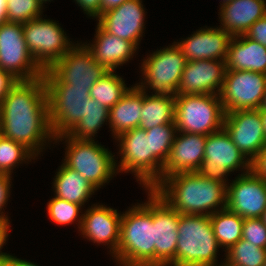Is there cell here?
<instances>
[{"mask_svg": "<svg viewBox=\"0 0 266 266\" xmlns=\"http://www.w3.org/2000/svg\"><path fill=\"white\" fill-rule=\"evenodd\" d=\"M4 266H38V265L10 255V258L8 259V261L5 263Z\"/></svg>", "mask_w": 266, "mask_h": 266, "instance_id": "obj_44", "label": "cell"}, {"mask_svg": "<svg viewBox=\"0 0 266 266\" xmlns=\"http://www.w3.org/2000/svg\"><path fill=\"white\" fill-rule=\"evenodd\" d=\"M109 120V109L96 102L93 98H88L85 117L66 134L76 140H94L98 129Z\"/></svg>", "mask_w": 266, "mask_h": 266, "instance_id": "obj_31", "label": "cell"}, {"mask_svg": "<svg viewBox=\"0 0 266 266\" xmlns=\"http://www.w3.org/2000/svg\"><path fill=\"white\" fill-rule=\"evenodd\" d=\"M225 72V61H187L177 88V95H219Z\"/></svg>", "mask_w": 266, "mask_h": 266, "instance_id": "obj_19", "label": "cell"}, {"mask_svg": "<svg viewBox=\"0 0 266 266\" xmlns=\"http://www.w3.org/2000/svg\"><path fill=\"white\" fill-rule=\"evenodd\" d=\"M143 104V90L136 84L109 109V126L117 138L123 132L139 128Z\"/></svg>", "mask_w": 266, "mask_h": 266, "instance_id": "obj_26", "label": "cell"}, {"mask_svg": "<svg viewBox=\"0 0 266 266\" xmlns=\"http://www.w3.org/2000/svg\"><path fill=\"white\" fill-rule=\"evenodd\" d=\"M35 155L23 144L4 136L0 137V174L12 175L13 168L18 163L35 159Z\"/></svg>", "mask_w": 266, "mask_h": 266, "instance_id": "obj_34", "label": "cell"}, {"mask_svg": "<svg viewBox=\"0 0 266 266\" xmlns=\"http://www.w3.org/2000/svg\"><path fill=\"white\" fill-rule=\"evenodd\" d=\"M261 219H262L263 223L266 225V209L263 211Z\"/></svg>", "mask_w": 266, "mask_h": 266, "instance_id": "obj_49", "label": "cell"}, {"mask_svg": "<svg viewBox=\"0 0 266 266\" xmlns=\"http://www.w3.org/2000/svg\"><path fill=\"white\" fill-rule=\"evenodd\" d=\"M2 136L1 124H0V137Z\"/></svg>", "mask_w": 266, "mask_h": 266, "instance_id": "obj_53", "label": "cell"}, {"mask_svg": "<svg viewBox=\"0 0 266 266\" xmlns=\"http://www.w3.org/2000/svg\"><path fill=\"white\" fill-rule=\"evenodd\" d=\"M177 134L163 166L162 179L180 172H197L204 159L206 135L184 132H180V136Z\"/></svg>", "mask_w": 266, "mask_h": 266, "instance_id": "obj_22", "label": "cell"}, {"mask_svg": "<svg viewBox=\"0 0 266 266\" xmlns=\"http://www.w3.org/2000/svg\"><path fill=\"white\" fill-rule=\"evenodd\" d=\"M177 132L175 123L163 124L146 130L152 143V189L162 180V171L167 161Z\"/></svg>", "mask_w": 266, "mask_h": 266, "instance_id": "obj_29", "label": "cell"}, {"mask_svg": "<svg viewBox=\"0 0 266 266\" xmlns=\"http://www.w3.org/2000/svg\"><path fill=\"white\" fill-rule=\"evenodd\" d=\"M152 190L179 214L210 216L227 206V184L198 172L169 175Z\"/></svg>", "mask_w": 266, "mask_h": 266, "instance_id": "obj_2", "label": "cell"}, {"mask_svg": "<svg viewBox=\"0 0 266 266\" xmlns=\"http://www.w3.org/2000/svg\"><path fill=\"white\" fill-rule=\"evenodd\" d=\"M179 213L154 192L155 266H176Z\"/></svg>", "mask_w": 266, "mask_h": 266, "instance_id": "obj_17", "label": "cell"}, {"mask_svg": "<svg viewBox=\"0 0 266 266\" xmlns=\"http://www.w3.org/2000/svg\"><path fill=\"white\" fill-rule=\"evenodd\" d=\"M53 182L55 197L83 205L97 189L78 172L62 164Z\"/></svg>", "mask_w": 266, "mask_h": 266, "instance_id": "obj_27", "label": "cell"}, {"mask_svg": "<svg viewBox=\"0 0 266 266\" xmlns=\"http://www.w3.org/2000/svg\"><path fill=\"white\" fill-rule=\"evenodd\" d=\"M2 136L23 144L35 156L54 140L44 78L18 81L0 103ZM42 147V148H41Z\"/></svg>", "mask_w": 266, "mask_h": 266, "instance_id": "obj_1", "label": "cell"}, {"mask_svg": "<svg viewBox=\"0 0 266 266\" xmlns=\"http://www.w3.org/2000/svg\"><path fill=\"white\" fill-rule=\"evenodd\" d=\"M176 266H214L220 247L210 216L179 214Z\"/></svg>", "mask_w": 266, "mask_h": 266, "instance_id": "obj_4", "label": "cell"}, {"mask_svg": "<svg viewBox=\"0 0 266 266\" xmlns=\"http://www.w3.org/2000/svg\"><path fill=\"white\" fill-rule=\"evenodd\" d=\"M107 70L93 57L85 44H75L49 69L44 70L45 84H69L90 89Z\"/></svg>", "mask_w": 266, "mask_h": 266, "instance_id": "obj_7", "label": "cell"}, {"mask_svg": "<svg viewBox=\"0 0 266 266\" xmlns=\"http://www.w3.org/2000/svg\"><path fill=\"white\" fill-rule=\"evenodd\" d=\"M49 121L54 137L67 134L86 115L90 89L69 84H45Z\"/></svg>", "mask_w": 266, "mask_h": 266, "instance_id": "obj_11", "label": "cell"}, {"mask_svg": "<svg viewBox=\"0 0 266 266\" xmlns=\"http://www.w3.org/2000/svg\"><path fill=\"white\" fill-rule=\"evenodd\" d=\"M186 62L181 50L174 42L170 47L157 50L144 59L141 65L142 75L145 76L144 83L142 81L136 85L142 90L149 87L155 95H177Z\"/></svg>", "mask_w": 266, "mask_h": 266, "instance_id": "obj_8", "label": "cell"}, {"mask_svg": "<svg viewBox=\"0 0 266 266\" xmlns=\"http://www.w3.org/2000/svg\"><path fill=\"white\" fill-rule=\"evenodd\" d=\"M94 42L85 45L93 53L95 61L107 71H114L119 65L128 62L138 49L133 42L105 32L98 24Z\"/></svg>", "mask_w": 266, "mask_h": 266, "instance_id": "obj_24", "label": "cell"}, {"mask_svg": "<svg viewBox=\"0 0 266 266\" xmlns=\"http://www.w3.org/2000/svg\"><path fill=\"white\" fill-rule=\"evenodd\" d=\"M245 35L266 47V14L263 18L251 25Z\"/></svg>", "mask_w": 266, "mask_h": 266, "instance_id": "obj_39", "label": "cell"}, {"mask_svg": "<svg viewBox=\"0 0 266 266\" xmlns=\"http://www.w3.org/2000/svg\"><path fill=\"white\" fill-rule=\"evenodd\" d=\"M263 266H266V257H265V261H264V264H263Z\"/></svg>", "mask_w": 266, "mask_h": 266, "instance_id": "obj_54", "label": "cell"}, {"mask_svg": "<svg viewBox=\"0 0 266 266\" xmlns=\"http://www.w3.org/2000/svg\"><path fill=\"white\" fill-rule=\"evenodd\" d=\"M214 235L220 247L226 251L242 239L244 219L227 208L210 215Z\"/></svg>", "mask_w": 266, "mask_h": 266, "instance_id": "obj_30", "label": "cell"}, {"mask_svg": "<svg viewBox=\"0 0 266 266\" xmlns=\"http://www.w3.org/2000/svg\"><path fill=\"white\" fill-rule=\"evenodd\" d=\"M266 90V74L243 70L225 72L219 93L225 113L259 109Z\"/></svg>", "mask_w": 266, "mask_h": 266, "instance_id": "obj_13", "label": "cell"}, {"mask_svg": "<svg viewBox=\"0 0 266 266\" xmlns=\"http://www.w3.org/2000/svg\"><path fill=\"white\" fill-rule=\"evenodd\" d=\"M144 18L142 0H126L121 5L102 13L97 20L105 32L133 42L138 47L143 35Z\"/></svg>", "mask_w": 266, "mask_h": 266, "instance_id": "obj_20", "label": "cell"}, {"mask_svg": "<svg viewBox=\"0 0 266 266\" xmlns=\"http://www.w3.org/2000/svg\"><path fill=\"white\" fill-rule=\"evenodd\" d=\"M0 69L17 81H32L44 74L27 49L21 23L0 25Z\"/></svg>", "mask_w": 266, "mask_h": 266, "instance_id": "obj_10", "label": "cell"}, {"mask_svg": "<svg viewBox=\"0 0 266 266\" xmlns=\"http://www.w3.org/2000/svg\"><path fill=\"white\" fill-rule=\"evenodd\" d=\"M225 252V260L234 266H263L266 257V249L244 239Z\"/></svg>", "mask_w": 266, "mask_h": 266, "instance_id": "obj_33", "label": "cell"}, {"mask_svg": "<svg viewBox=\"0 0 266 266\" xmlns=\"http://www.w3.org/2000/svg\"><path fill=\"white\" fill-rule=\"evenodd\" d=\"M226 208L243 219L261 218L266 209V181L253 170L239 174L227 184Z\"/></svg>", "mask_w": 266, "mask_h": 266, "instance_id": "obj_16", "label": "cell"}, {"mask_svg": "<svg viewBox=\"0 0 266 266\" xmlns=\"http://www.w3.org/2000/svg\"><path fill=\"white\" fill-rule=\"evenodd\" d=\"M116 140L120 142L118 145L121 154L120 164L116 167L118 172H134L145 190L152 189L151 134H146L144 129L134 128L123 132Z\"/></svg>", "mask_w": 266, "mask_h": 266, "instance_id": "obj_14", "label": "cell"}, {"mask_svg": "<svg viewBox=\"0 0 266 266\" xmlns=\"http://www.w3.org/2000/svg\"><path fill=\"white\" fill-rule=\"evenodd\" d=\"M259 112H260V115L262 118L264 133H265V137H266V109L259 108Z\"/></svg>", "mask_w": 266, "mask_h": 266, "instance_id": "obj_47", "label": "cell"}, {"mask_svg": "<svg viewBox=\"0 0 266 266\" xmlns=\"http://www.w3.org/2000/svg\"><path fill=\"white\" fill-rule=\"evenodd\" d=\"M232 36L222 28H201L181 42H175L186 61H225Z\"/></svg>", "mask_w": 266, "mask_h": 266, "instance_id": "obj_21", "label": "cell"}, {"mask_svg": "<svg viewBox=\"0 0 266 266\" xmlns=\"http://www.w3.org/2000/svg\"><path fill=\"white\" fill-rule=\"evenodd\" d=\"M226 71L243 70L266 74V47L245 34L233 36L225 60Z\"/></svg>", "mask_w": 266, "mask_h": 266, "instance_id": "obj_25", "label": "cell"}, {"mask_svg": "<svg viewBox=\"0 0 266 266\" xmlns=\"http://www.w3.org/2000/svg\"><path fill=\"white\" fill-rule=\"evenodd\" d=\"M260 108H264V109H266V90H265L264 98H263V102H262V105H261Z\"/></svg>", "mask_w": 266, "mask_h": 266, "instance_id": "obj_48", "label": "cell"}, {"mask_svg": "<svg viewBox=\"0 0 266 266\" xmlns=\"http://www.w3.org/2000/svg\"><path fill=\"white\" fill-rule=\"evenodd\" d=\"M266 0H232L220 5V28L232 37L245 34L266 14Z\"/></svg>", "mask_w": 266, "mask_h": 266, "instance_id": "obj_23", "label": "cell"}, {"mask_svg": "<svg viewBox=\"0 0 266 266\" xmlns=\"http://www.w3.org/2000/svg\"><path fill=\"white\" fill-rule=\"evenodd\" d=\"M81 208V205L59 197H54L47 203L49 218L59 225H67L74 222L76 218L78 219Z\"/></svg>", "mask_w": 266, "mask_h": 266, "instance_id": "obj_36", "label": "cell"}, {"mask_svg": "<svg viewBox=\"0 0 266 266\" xmlns=\"http://www.w3.org/2000/svg\"><path fill=\"white\" fill-rule=\"evenodd\" d=\"M242 239L266 249V225L261 218L244 219Z\"/></svg>", "mask_w": 266, "mask_h": 266, "instance_id": "obj_37", "label": "cell"}, {"mask_svg": "<svg viewBox=\"0 0 266 266\" xmlns=\"http://www.w3.org/2000/svg\"><path fill=\"white\" fill-rule=\"evenodd\" d=\"M129 89L122 77L114 74V71H107L90 88V98L111 109Z\"/></svg>", "mask_w": 266, "mask_h": 266, "instance_id": "obj_32", "label": "cell"}, {"mask_svg": "<svg viewBox=\"0 0 266 266\" xmlns=\"http://www.w3.org/2000/svg\"><path fill=\"white\" fill-rule=\"evenodd\" d=\"M7 22L6 0H0V25Z\"/></svg>", "mask_w": 266, "mask_h": 266, "instance_id": "obj_46", "label": "cell"}, {"mask_svg": "<svg viewBox=\"0 0 266 266\" xmlns=\"http://www.w3.org/2000/svg\"><path fill=\"white\" fill-rule=\"evenodd\" d=\"M148 202L123 213L120 242L113 256L121 266H155L154 191L147 189Z\"/></svg>", "mask_w": 266, "mask_h": 266, "instance_id": "obj_3", "label": "cell"}, {"mask_svg": "<svg viewBox=\"0 0 266 266\" xmlns=\"http://www.w3.org/2000/svg\"><path fill=\"white\" fill-rule=\"evenodd\" d=\"M252 170L266 181V145L252 162Z\"/></svg>", "mask_w": 266, "mask_h": 266, "instance_id": "obj_42", "label": "cell"}, {"mask_svg": "<svg viewBox=\"0 0 266 266\" xmlns=\"http://www.w3.org/2000/svg\"><path fill=\"white\" fill-rule=\"evenodd\" d=\"M11 178L10 175L0 174V226L10 224L7 215L1 210H4L3 206L6 205V202L10 197Z\"/></svg>", "mask_w": 266, "mask_h": 266, "instance_id": "obj_38", "label": "cell"}, {"mask_svg": "<svg viewBox=\"0 0 266 266\" xmlns=\"http://www.w3.org/2000/svg\"><path fill=\"white\" fill-rule=\"evenodd\" d=\"M218 264H215L214 266H217ZM218 266H234L232 264H229L227 261H225V263L223 262L222 264L218 265Z\"/></svg>", "mask_w": 266, "mask_h": 266, "instance_id": "obj_50", "label": "cell"}, {"mask_svg": "<svg viewBox=\"0 0 266 266\" xmlns=\"http://www.w3.org/2000/svg\"><path fill=\"white\" fill-rule=\"evenodd\" d=\"M146 94L143 90L139 128L148 130L158 125L175 123V95Z\"/></svg>", "mask_w": 266, "mask_h": 266, "instance_id": "obj_28", "label": "cell"}, {"mask_svg": "<svg viewBox=\"0 0 266 266\" xmlns=\"http://www.w3.org/2000/svg\"><path fill=\"white\" fill-rule=\"evenodd\" d=\"M66 146L64 165L78 172L97 190L117 174V163L111 152L94 140H76L68 135H60L54 140L62 141Z\"/></svg>", "mask_w": 266, "mask_h": 266, "instance_id": "obj_5", "label": "cell"}, {"mask_svg": "<svg viewBox=\"0 0 266 266\" xmlns=\"http://www.w3.org/2000/svg\"><path fill=\"white\" fill-rule=\"evenodd\" d=\"M18 81L11 76L8 72L0 69V103L7 96L9 90L17 83Z\"/></svg>", "mask_w": 266, "mask_h": 266, "instance_id": "obj_41", "label": "cell"}, {"mask_svg": "<svg viewBox=\"0 0 266 266\" xmlns=\"http://www.w3.org/2000/svg\"><path fill=\"white\" fill-rule=\"evenodd\" d=\"M252 170V163L237 148L224 128L209 134L204 159L197 171L201 176L226 184L227 175L236 169ZM225 176V177H224Z\"/></svg>", "mask_w": 266, "mask_h": 266, "instance_id": "obj_12", "label": "cell"}, {"mask_svg": "<svg viewBox=\"0 0 266 266\" xmlns=\"http://www.w3.org/2000/svg\"><path fill=\"white\" fill-rule=\"evenodd\" d=\"M126 0H101V14L121 5Z\"/></svg>", "mask_w": 266, "mask_h": 266, "instance_id": "obj_45", "label": "cell"}, {"mask_svg": "<svg viewBox=\"0 0 266 266\" xmlns=\"http://www.w3.org/2000/svg\"><path fill=\"white\" fill-rule=\"evenodd\" d=\"M231 1H232V0H223V2H222L221 5L226 4V3H228V2H231Z\"/></svg>", "mask_w": 266, "mask_h": 266, "instance_id": "obj_51", "label": "cell"}, {"mask_svg": "<svg viewBox=\"0 0 266 266\" xmlns=\"http://www.w3.org/2000/svg\"><path fill=\"white\" fill-rule=\"evenodd\" d=\"M9 226L10 224H5L0 226V266H4L5 263L8 261V259L10 258V254L8 253H2L1 249L3 247L4 244H6L5 242L7 241V237H8V232L9 230Z\"/></svg>", "mask_w": 266, "mask_h": 266, "instance_id": "obj_43", "label": "cell"}, {"mask_svg": "<svg viewBox=\"0 0 266 266\" xmlns=\"http://www.w3.org/2000/svg\"><path fill=\"white\" fill-rule=\"evenodd\" d=\"M40 0H6L7 22L24 24L42 16Z\"/></svg>", "mask_w": 266, "mask_h": 266, "instance_id": "obj_35", "label": "cell"}, {"mask_svg": "<svg viewBox=\"0 0 266 266\" xmlns=\"http://www.w3.org/2000/svg\"><path fill=\"white\" fill-rule=\"evenodd\" d=\"M121 216L116 209L94 204L81 214L77 224L85 238L109 245L110 253L115 255L120 242Z\"/></svg>", "mask_w": 266, "mask_h": 266, "instance_id": "obj_18", "label": "cell"}, {"mask_svg": "<svg viewBox=\"0 0 266 266\" xmlns=\"http://www.w3.org/2000/svg\"><path fill=\"white\" fill-rule=\"evenodd\" d=\"M22 25L27 49L43 70L49 69L74 46L55 21L39 17Z\"/></svg>", "mask_w": 266, "mask_h": 266, "instance_id": "obj_9", "label": "cell"}, {"mask_svg": "<svg viewBox=\"0 0 266 266\" xmlns=\"http://www.w3.org/2000/svg\"><path fill=\"white\" fill-rule=\"evenodd\" d=\"M225 111L219 95H175L177 132L208 136L223 128Z\"/></svg>", "mask_w": 266, "mask_h": 266, "instance_id": "obj_6", "label": "cell"}, {"mask_svg": "<svg viewBox=\"0 0 266 266\" xmlns=\"http://www.w3.org/2000/svg\"><path fill=\"white\" fill-rule=\"evenodd\" d=\"M42 3H45V2H47V1H50V0H40Z\"/></svg>", "mask_w": 266, "mask_h": 266, "instance_id": "obj_52", "label": "cell"}, {"mask_svg": "<svg viewBox=\"0 0 266 266\" xmlns=\"http://www.w3.org/2000/svg\"><path fill=\"white\" fill-rule=\"evenodd\" d=\"M223 128L230 135L237 148L251 163L266 145L259 109L237 110L225 113Z\"/></svg>", "mask_w": 266, "mask_h": 266, "instance_id": "obj_15", "label": "cell"}, {"mask_svg": "<svg viewBox=\"0 0 266 266\" xmlns=\"http://www.w3.org/2000/svg\"><path fill=\"white\" fill-rule=\"evenodd\" d=\"M81 6L88 16L99 18L101 16V0H74Z\"/></svg>", "mask_w": 266, "mask_h": 266, "instance_id": "obj_40", "label": "cell"}]
</instances>
